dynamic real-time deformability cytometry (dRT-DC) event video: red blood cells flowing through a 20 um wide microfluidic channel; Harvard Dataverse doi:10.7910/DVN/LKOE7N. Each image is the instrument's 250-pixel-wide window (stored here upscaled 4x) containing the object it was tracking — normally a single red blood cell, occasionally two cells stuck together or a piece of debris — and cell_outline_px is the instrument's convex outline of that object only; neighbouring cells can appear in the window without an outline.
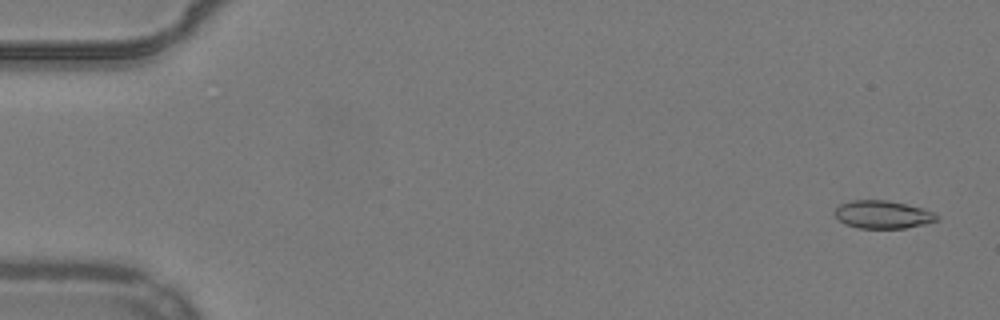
{"species": "common noctule bat (a hibernating species)", "species_latin": "Nyctalus noctula", "temperature_condition": "warm", "stored_images_in_passage": 54, "camera_frame_rate_fps": 3000, "um_per_image_px": 0.085, "animal": {"sex": "male", "body_mass_g": 19.2, "forearm_length_mm": 51.8}, "frame": {"image": 1, "passage_image": 3, "time_ms": 0.667, "image_size_px": [1000, 320], "cell_outline_px": [[940, 220], [924, 224], [904, 228], [860, 228], [844, 224], [832, 212], [840, 204], [852, 200], [888, 200], [920, 208], [932, 212], [940, 216]], "centroid_in_image_um": [75.02, 18.24], "position_along_channel_um": 10.0, "area_um2": 16.53}}
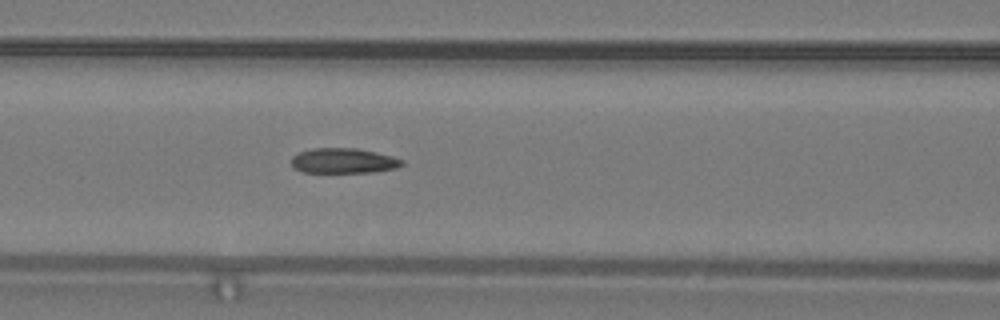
{"frame": {"image": 2, "passage_image": 24, "time_ms": 7.667, "image_size_px": [1000, 320], "cell_outline_px": [[404, 164], [396, 168], [376, 172], [300, 172], [292, 168], [292, 156], [300, 152], [312, 148], [356, 148], [376, 152], [392, 156], [404, 160]], "centroid_in_image_um": [29.2, 13.67], "position_along_channel_um": 137.4, "area_um2": 16.3}}
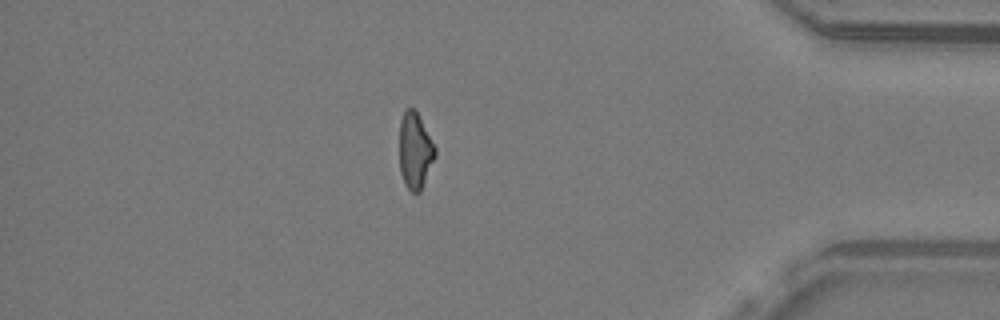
{"frame": {"image": 3, "passage_image": 47, "time_ms": 15.333, "image_size_px": [1000, 320], "cell_outline_px": [[436, 156], [420, 192], [412, 192], [404, 184], [400, 172], [400, 120], [404, 108], [416, 108], [436, 148]], "centroid_in_image_um": [35.28, 12.77], "position_along_channel_um": 399.9, "area_um2": 16.07}, "authors_computed_cell_mechanics": {"area_um2": 16.7042, "velocity_mm_per_s": 3.9062, "shape_relaxation_time_tau1_ms": null, "shape_relaxation_time_tau2_ms": 3.8287, "deformation_change_tau1": null, "deformation_change_tau2": 0.1112}}